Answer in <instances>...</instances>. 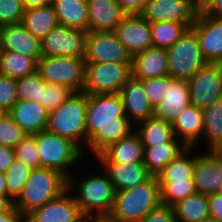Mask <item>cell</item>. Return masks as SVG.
<instances>
[{
    "label": "cell",
    "mask_w": 222,
    "mask_h": 222,
    "mask_svg": "<svg viewBox=\"0 0 222 222\" xmlns=\"http://www.w3.org/2000/svg\"><path fill=\"white\" fill-rule=\"evenodd\" d=\"M32 171V168L22 164L18 160L12 163V165L5 172L6 175V187L7 196L14 202L21 194L22 189L28 180V177Z\"/></svg>",
    "instance_id": "obj_37"
},
{
    "label": "cell",
    "mask_w": 222,
    "mask_h": 222,
    "mask_svg": "<svg viewBox=\"0 0 222 222\" xmlns=\"http://www.w3.org/2000/svg\"><path fill=\"white\" fill-rule=\"evenodd\" d=\"M139 222H176L172 206L160 204Z\"/></svg>",
    "instance_id": "obj_45"
},
{
    "label": "cell",
    "mask_w": 222,
    "mask_h": 222,
    "mask_svg": "<svg viewBox=\"0 0 222 222\" xmlns=\"http://www.w3.org/2000/svg\"><path fill=\"white\" fill-rule=\"evenodd\" d=\"M193 181L197 193L211 195L218 193L222 183V160L209 150L196 155Z\"/></svg>",
    "instance_id": "obj_18"
},
{
    "label": "cell",
    "mask_w": 222,
    "mask_h": 222,
    "mask_svg": "<svg viewBox=\"0 0 222 222\" xmlns=\"http://www.w3.org/2000/svg\"><path fill=\"white\" fill-rule=\"evenodd\" d=\"M26 136L20 126L8 115H0V145L14 148Z\"/></svg>",
    "instance_id": "obj_40"
},
{
    "label": "cell",
    "mask_w": 222,
    "mask_h": 222,
    "mask_svg": "<svg viewBox=\"0 0 222 222\" xmlns=\"http://www.w3.org/2000/svg\"><path fill=\"white\" fill-rule=\"evenodd\" d=\"M40 167L56 170L68 178V188L74 181L67 169L82 158V149L72 140L43 130L36 134Z\"/></svg>",
    "instance_id": "obj_5"
},
{
    "label": "cell",
    "mask_w": 222,
    "mask_h": 222,
    "mask_svg": "<svg viewBox=\"0 0 222 222\" xmlns=\"http://www.w3.org/2000/svg\"><path fill=\"white\" fill-rule=\"evenodd\" d=\"M15 158L22 164L34 169L40 168L39 152L36 145V134H26L14 147Z\"/></svg>",
    "instance_id": "obj_39"
},
{
    "label": "cell",
    "mask_w": 222,
    "mask_h": 222,
    "mask_svg": "<svg viewBox=\"0 0 222 222\" xmlns=\"http://www.w3.org/2000/svg\"><path fill=\"white\" fill-rule=\"evenodd\" d=\"M94 222H121L110 214H94Z\"/></svg>",
    "instance_id": "obj_53"
},
{
    "label": "cell",
    "mask_w": 222,
    "mask_h": 222,
    "mask_svg": "<svg viewBox=\"0 0 222 222\" xmlns=\"http://www.w3.org/2000/svg\"><path fill=\"white\" fill-rule=\"evenodd\" d=\"M139 123L140 127L135 132L139 135L143 147L162 145L174 136L171 124L153 115Z\"/></svg>",
    "instance_id": "obj_31"
},
{
    "label": "cell",
    "mask_w": 222,
    "mask_h": 222,
    "mask_svg": "<svg viewBox=\"0 0 222 222\" xmlns=\"http://www.w3.org/2000/svg\"><path fill=\"white\" fill-rule=\"evenodd\" d=\"M218 194L222 195V183H221L220 189L218 191Z\"/></svg>",
    "instance_id": "obj_59"
},
{
    "label": "cell",
    "mask_w": 222,
    "mask_h": 222,
    "mask_svg": "<svg viewBox=\"0 0 222 222\" xmlns=\"http://www.w3.org/2000/svg\"><path fill=\"white\" fill-rule=\"evenodd\" d=\"M143 88L152 107L161 102L167 93V76L143 80Z\"/></svg>",
    "instance_id": "obj_44"
},
{
    "label": "cell",
    "mask_w": 222,
    "mask_h": 222,
    "mask_svg": "<svg viewBox=\"0 0 222 222\" xmlns=\"http://www.w3.org/2000/svg\"><path fill=\"white\" fill-rule=\"evenodd\" d=\"M24 13L23 0H0V26L21 24Z\"/></svg>",
    "instance_id": "obj_42"
},
{
    "label": "cell",
    "mask_w": 222,
    "mask_h": 222,
    "mask_svg": "<svg viewBox=\"0 0 222 222\" xmlns=\"http://www.w3.org/2000/svg\"><path fill=\"white\" fill-rule=\"evenodd\" d=\"M210 217L222 222V195L215 193L208 195Z\"/></svg>",
    "instance_id": "obj_47"
},
{
    "label": "cell",
    "mask_w": 222,
    "mask_h": 222,
    "mask_svg": "<svg viewBox=\"0 0 222 222\" xmlns=\"http://www.w3.org/2000/svg\"><path fill=\"white\" fill-rule=\"evenodd\" d=\"M120 8L126 15L140 14L147 0H116Z\"/></svg>",
    "instance_id": "obj_46"
},
{
    "label": "cell",
    "mask_w": 222,
    "mask_h": 222,
    "mask_svg": "<svg viewBox=\"0 0 222 222\" xmlns=\"http://www.w3.org/2000/svg\"><path fill=\"white\" fill-rule=\"evenodd\" d=\"M0 50L16 52L36 61L42 57L41 40L34 37L22 23L0 26Z\"/></svg>",
    "instance_id": "obj_19"
},
{
    "label": "cell",
    "mask_w": 222,
    "mask_h": 222,
    "mask_svg": "<svg viewBox=\"0 0 222 222\" xmlns=\"http://www.w3.org/2000/svg\"><path fill=\"white\" fill-rule=\"evenodd\" d=\"M37 61L34 58L5 50H0V73L18 79L34 74Z\"/></svg>",
    "instance_id": "obj_32"
},
{
    "label": "cell",
    "mask_w": 222,
    "mask_h": 222,
    "mask_svg": "<svg viewBox=\"0 0 222 222\" xmlns=\"http://www.w3.org/2000/svg\"><path fill=\"white\" fill-rule=\"evenodd\" d=\"M14 202L8 196H0V213L4 211H8Z\"/></svg>",
    "instance_id": "obj_52"
},
{
    "label": "cell",
    "mask_w": 222,
    "mask_h": 222,
    "mask_svg": "<svg viewBox=\"0 0 222 222\" xmlns=\"http://www.w3.org/2000/svg\"><path fill=\"white\" fill-rule=\"evenodd\" d=\"M168 74L174 79L190 80L207 62L201 53L199 39L192 28L167 49Z\"/></svg>",
    "instance_id": "obj_7"
},
{
    "label": "cell",
    "mask_w": 222,
    "mask_h": 222,
    "mask_svg": "<svg viewBox=\"0 0 222 222\" xmlns=\"http://www.w3.org/2000/svg\"><path fill=\"white\" fill-rule=\"evenodd\" d=\"M161 204L157 176L125 190L116 191L110 215L121 222H139Z\"/></svg>",
    "instance_id": "obj_2"
},
{
    "label": "cell",
    "mask_w": 222,
    "mask_h": 222,
    "mask_svg": "<svg viewBox=\"0 0 222 222\" xmlns=\"http://www.w3.org/2000/svg\"><path fill=\"white\" fill-rule=\"evenodd\" d=\"M191 105L205 109L222 99V63H206L188 80Z\"/></svg>",
    "instance_id": "obj_10"
},
{
    "label": "cell",
    "mask_w": 222,
    "mask_h": 222,
    "mask_svg": "<svg viewBox=\"0 0 222 222\" xmlns=\"http://www.w3.org/2000/svg\"><path fill=\"white\" fill-rule=\"evenodd\" d=\"M186 148L187 147L181 142V140H178L174 135L169 141L162 145L144 147L143 164L152 176H158L163 168Z\"/></svg>",
    "instance_id": "obj_27"
},
{
    "label": "cell",
    "mask_w": 222,
    "mask_h": 222,
    "mask_svg": "<svg viewBox=\"0 0 222 222\" xmlns=\"http://www.w3.org/2000/svg\"><path fill=\"white\" fill-rule=\"evenodd\" d=\"M73 92L61 85L46 84L43 87V95L40 103L51 112L56 110Z\"/></svg>",
    "instance_id": "obj_41"
},
{
    "label": "cell",
    "mask_w": 222,
    "mask_h": 222,
    "mask_svg": "<svg viewBox=\"0 0 222 222\" xmlns=\"http://www.w3.org/2000/svg\"><path fill=\"white\" fill-rule=\"evenodd\" d=\"M97 162H117L122 164L143 163L144 147L136 132L109 145L96 156Z\"/></svg>",
    "instance_id": "obj_24"
},
{
    "label": "cell",
    "mask_w": 222,
    "mask_h": 222,
    "mask_svg": "<svg viewBox=\"0 0 222 222\" xmlns=\"http://www.w3.org/2000/svg\"><path fill=\"white\" fill-rule=\"evenodd\" d=\"M124 113L132 123H138L153 115V107L143 88V80L135 79L132 76L126 81L119 92Z\"/></svg>",
    "instance_id": "obj_20"
},
{
    "label": "cell",
    "mask_w": 222,
    "mask_h": 222,
    "mask_svg": "<svg viewBox=\"0 0 222 222\" xmlns=\"http://www.w3.org/2000/svg\"><path fill=\"white\" fill-rule=\"evenodd\" d=\"M7 113L26 134L46 130L49 112L37 101L18 100Z\"/></svg>",
    "instance_id": "obj_22"
},
{
    "label": "cell",
    "mask_w": 222,
    "mask_h": 222,
    "mask_svg": "<svg viewBox=\"0 0 222 222\" xmlns=\"http://www.w3.org/2000/svg\"><path fill=\"white\" fill-rule=\"evenodd\" d=\"M161 204L172 206L196 193L193 180L159 181Z\"/></svg>",
    "instance_id": "obj_36"
},
{
    "label": "cell",
    "mask_w": 222,
    "mask_h": 222,
    "mask_svg": "<svg viewBox=\"0 0 222 222\" xmlns=\"http://www.w3.org/2000/svg\"><path fill=\"white\" fill-rule=\"evenodd\" d=\"M152 45L156 48H170L188 28L184 23L161 21L150 23Z\"/></svg>",
    "instance_id": "obj_35"
},
{
    "label": "cell",
    "mask_w": 222,
    "mask_h": 222,
    "mask_svg": "<svg viewBox=\"0 0 222 222\" xmlns=\"http://www.w3.org/2000/svg\"><path fill=\"white\" fill-rule=\"evenodd\" d=\"M191 28L199 39L204 60L207 63H222V18L200 11Z\"/></svg>",
    "instance_id": "obj_14"
},
{
    "label": "cell",
    "mask_w": 222,
    "mask_h": 222,
    "mask_svg": "<svg viewBox=\"0 0 222 222\" xmlns=\"http://www.w3.org/2000/svg\"><path fill=\"white\" fill-rule=\"evenodd\" d=\"M212 0H192L195 9L200 12L203 11Z\"/></svg>",
    "instance_id": "obj_54"
},
{
    "label": "cell",
    "mask_w": 222,
    "mask_h": 222,
    "mask_svg": "<svg viewBox=\"0 0 222 222\" xmlns=\"http://www.w3.org/2000/svg\"><path fill=\"white\" fill-rule=\"evenodd\" d=\"M197 13L192 0H147L140 14L149 23L172 21L191 28Z\"/></svg>",
    "instance_id": "obj_13"
},
{
    "label": "cell",
    "mask_w": 222,
    "mask_h": 222,
    "mask_svg": "<svg viewBox=\"0 0 222 222\" xmlns=\"http://www.w3.org/2000/svg\"><path fill=\"white\" fill-rule=\"evenodd\" d=\"M22 25L36 38L43 40L59 23L52 4L25 9Z\"/></svg>",
    "instance_id": "obj_29"
},
{
    "label": "cell",
    "mask_w": 222,
    "mask_h": 222,
    "mask_svg": "<svg viewBox=\"0 0 222 222\" xmlns=\"http://www.w3.org/2000/svg\"><path fill=\"white\" fill-rule=\"evenodd\" d=\"M15 159L14 148L0 145V172L5 173Z\"/></svg>",
    "instance_id": "obj_48"
},
{
    "label": "cell",
    "mask_w": 222,
    "mask_h": 222,
    "mask_svg": "<svg viewBox=\"0 0 222 222\" xmlns=\"http://www.w3.org/2000/svg\"><path fill=\"white\" fill-rule=\"evenodd\" d=\"M192 147H187L174 158L158 174V181L193 180L196 156L192 154Z\"/></svg>",
    "instance_id": "obj_33"
},
{
    "label": "cell",
    "mask_w": 222,
    "mask_h": 222,
    "mask_svg": "<svg viewBox=\"0 0 222 222\" xmlns=\"http://www.w3.org/2000/svg\"><path fill=\"white\" fill-rule=\"evenodd\" d=\"M87 105L88 94L72 93L56 110L49 112L46 130L72 140L82 149L80 144L84 141L86 144Z\"/></svg>",
    "instance_id": "obj_4"
},
{
    "label": "cell",
    "mask_w": 222,
    "mask_h": 222,
    "mask_svg": "<svg viewBox=\"0 0 222 222\" xmlns=\"http://www.w3.org/2000/svg\"><path fill=\"white\" fill-rule=\"evenodd\" d=\"M46 84L37 71L34 74L16 79L18 100L37 101L40 103L43 87Z\"/></svg>",
    "instance_id": "obj_38"
},
{
    "label": "cell",
    "mask_w": 222,
    "mask_h": 222,
    "mask_svg": "<svg viewBox=\"0 0 222 222\" xmlns=\"http://www.w3.org/2000/svg\"><path fill=\"white\" fill-rule=\"evenodd\" d=\"M213 151L222 160V143L213 149Z\"/></svg>",
    "instance_id": "obj_57"
},
{
    "label": "cell",
    "mask_w": 222,
    "mask_h": 222,
    "mask_svg": "<svg viewBox=\"0 0 222 222\" xmlns=\"http://www.w3.org/2000/svg\"><path fill=\"white\" fill-rule=\"evenodd\" d=\"M202 111L204 122L202 137H206L209 150H213L222 143V99Z\"/></svg>",
    "instance_id": "obj_34"
},
{
    "label": "cell",
    "mask_w": 222,
    "mask_h": 222,
    "mask_svg": "<svg viewBox=\"0 0 222 222\" xmlns=\"http://www.w3.org/2000/svg\"><path fill=\"white\" fill-rule=\"evenodd\" d=\"M114 33L132 57L153 47L150 23L141 14L125 15Z\"/></svg>",
    "instance_id": "obj_15"
},
{
    "label": "cell",
    "mask_w": 222,
    "mask_h": 222,
    "mask_svg": "<svg viewBox=\"0 0 222 222\" xmlns=\"http://www.w3.org/2000/svg\"><path fill=\"white\" fill-rule=\"evenodd\" d=\"M70 189L45 205L33 209L27 216V222H75L81 215L74 196H69Z\"/></svg>",
    "instance_id": "obj_16"
},
{
    "label": "cell",
    "mask_w": 222,
    "mask_h": 222,
    "mask_svg": "<svg viewBox=\"0 0 222 222\" xmlns=\"http://www.w3.org/2000/svg\"><path fill=\"white\" fill-rule=\"evenodd\" d=\"M68 189V178L62 173L47 169H32L14 206L27 215L33 209L45 205Z\"/></svg>",
    "instance_id": "obj_3"
},
{
    "label": "cell",
    "mask_w": 222,
    "mask_h": 222,
    "mask_svg": "<svg viewBox=\"0 0 222 222\" xmlns=\"http://www.w3.org/2000/svg\"><path fill=\"white\" fill-rule=\"evenodd\" d=\"M0 222H27V216L13 205L8 211L0 213Z\"/></svg>",
    "instance_id": "obj_49"
},
{
    "label": "cell",
    "mask_w": 222,
    "mask_h": 222,
    "mask_svg": "<svg viewBox=\"0 0 222 222\" xmlns=\"http://www.w3.org/2000/svg\"><path fill=\"white\" fill-rule=\"evenodd\" d=\"M99 164L104 168L116 191L135 187L152 176L143 163L99 162Z\"/></svg>",
    "instance_id": "obj_25"
},
{
    "label": "cell",
    "mask_w": 222,
    "mask_h": 222,
    "mask_svg": "<svg viewBox=\"0 0 222 222\" xmlns=\"http://www.w3.org/2000/svg\"><path fill=\"white\" fill-rule=\"evenodd\" d=\"M37 72L47 84L64 86L73 93L83 91L85 84L84 58L42 56L37 61Z\"/></svg>",
    "instance_id": "obj_6"
},
{
    "label": "cell",
    "mask_w": 222,
    "mask_h": 222,
    "mask_svg": "<svg viewBox=\"0 0 222 222\" xmlns=\"http://www.w3.org/2000/svg\"><path fill=\"white\" fill-rule=\"evenodd\" d=\"M84 60L85 63H132V56L114 32L88 31Z\"/></svg>",
    "instance_id": "obj_11"
},
{
    "label": "cell",
    "mask_w": 222,
    "mask_h": 222,
    "mask_svg": "<svg viewBox=\"0 0 222 222\" xmlns=\"http://www.w3.org/2000/svg\"><path fill=\"white\" fill-rule=\"evenodd\" d=\"M6 175L0 172V196H7Z\"/></svg>",
    "instance_id": "obj_55"
},
{
    "label": "cell",
    "mask_w": 222,
    "mask_h": 222,
    "mask_svg": "<svg viewBox=\"0 0 222 222\" xmlns=\"http://www.w3.org/2000/svg\"><path fill=\"white\" fill-rule=\"evenodd\" d=\"M23 4L25 9L34 8V7H42L49 4H52V0H23Z\"/></svg>",
    "instance_id": "obj_51"
},
{
    "label": "cell",
    "mask_w": 222,
    "mask_h": 222,
    "mask_svg": "<svg viewBox=\"0 0 222 222\" xmlns=\"http://www.w3.org/2000/svg\"><path fill=\"white\" fill-rule=\"evenodd\" d=\"M131 128L119 93L88 94L86 144L95 157L109 145L127 137L133 132Z\"/></svg>",
    "instance_id": "obj_1"
},
{
    "label": "cell",
    "mask_w": 222,
    "mask_h": 222,
    "mask_svg": "<svg viewBox=\"0 0 222 222\" xmlns=\"http://www.w3.org/2000/svg\"><path fill=\"white\" fill-rule=\"evenodd\" d=\"M176 222H203L210 217L208 195L195 193L172 205Z\"/></svg>",
    "instance_id": "obj_30"
},
{
    "label": "cell",
    "mask_w": 222,
    "mask_h": 222,
    "mask_svg": "<svg viewBox=\"0 0 222 222\" xmlns=\"http://www.w3.org/2000/svg\"><path fill=\"white\" fill-rule=\"evenodd\" d=\"M191 105L187 80L174 79L167 75V93L163 100L153 107V116L172 124L180 112Z\"/></svg>",
    "instance_id": "obj_17"
},
{
    "label": "cell",
    "mask_w": 222,
    "mask_h": 222,
    "mask_svg": "<svg viewBox=\"0 0 222 222\" xmlns=\"http://www.w3.org/2000/svg\"><path fill=\"white\" fill-rule=\"evenodd\" d=\"M174 135L186 147H192L199 142L203 135V111L193 105L183 109L171 124ZM196 143V144H195Z\"/></svg>",
    "instance_id": "obj_26"
},
{
    "label": "cell",
    "mask_w": 222,
    "mask_h": 222,
    "mask_svg": "<svg viewBox=\"0 0 222 222\" xmlns=\"http://www.w3.org/2000/svg\"><path fill=\"white\" fill-rule=\"evenodd\" d=\"M17 101L16 79L0 73V111L7 113Z\"/></svg>",
    "instance_id": "obj_43"
},
{
    "label": "cell",
    "mask_w": 222,
    "mask_h": 222,
    "mask_svg": "<svg viewBox=\"0 0 222 222\" xmlns=\"http://www.w3.org/2000/svg\"><path fill=\"white\" fill-rule=\"evenodd\" d=\"M101 175H89L83 177L77 185V193L74 196L82 214H109L116 189L108 175L103 170Z\"/></svg>",
    "instance_id": "obj_8"
},
{
    "label": "cell",
    "mask_w": 222,
    "mask_h": 222,
    "mask_svg": "<svg viewBox=\"0 0 222 222\" xmlns=\"http://www.w3.org/2000/svg\"><path fill=\"white\" fill-rule=\"evenodd\" d=\"M87 33L58 25L41 40L42 56L84 58Z\"/></svg>",
    "instance_id": "obj_12"
},
{
    "label": "cell",
    "mask_w": 222,
    "mask_h": 222,
    "mask_svg": "<svg viewBox=\"0 0 222 222\" xmlns=\"http://www.w3.org/2000/svg\"><path fill=\"white\" fill-rule=\"evenodd\" d=\"M203 222H219V221H217L215 219H212V218H209L207 220H204Z\"/></svg>",
    "instance_id": "obj_58"
},
{
    "label": "cell",
    "mask_w": 222,
    "mask_h": 222,
    "mask_svg": "<svg viewBox=\"0 0 222 222\" xmlns=\"http://www.w3.org/2000/svg\"><path fill=\"white\" fill-rule=\"evenodd\" d=\"M132 77L139 80L167 76V49L150 47L132 57Z\"/></svg>",
    "instance_id": "obj_23"
},
{
    "label": "cell",
    "mask_w": 222,
    "mask_h": 222,
    "mask_svg": "<svg viewBox=\"0 0 222 222\" xmlns=\"http://www.w3.org/2000/svg\"><path fill=\"white\" fill-rule=\"evenodd\" d=\"M89 32H114L126 15L116 0H86Z\"/></svg>",
    "instance_id": "obj_21"
},
{
    "label": "cell",
    "mask_w": 222,
    "mask_h": 222,
    "mask_svg": "<svg viewBox=\"0 0 222 222\" xmlns=\"http://www.w3.org/2000/svg\"><path fill=\"white\" fill-rule=\"evenodd\" d=\"M59 25L88 30V5L86 0H52Z\"/></svg>",
    "instance_id": "obj_28"
},
{
    "label": "cell",
    "mask_w": 222,
    "mask_h": 222,
    "mask_svg": "<svg viewBox=\"0 0 222 222\" xmlns=\"http://www.w3.org/2000/svg\"><path fill=\"white\" fill-rule=\"evenodd\" d=\"M202 12L208 16L222 18V0H212Z\"/></svg>",
    "instance_id": "obj_50"
},
{
    "label": "cell",
    "mask_w": 222,
    "mask_h": 222,
    "mask_svg": "<svg viewBox=\"0 0 222 222\" xmlns=\"http://www.w3.org/2000/svg\"><path fill=\"white\" fill-rule=\"evenodd\" d=\"M132 63L104 62L85 63L86 94L119 93L126 81L132 76Z\"/></svg>",
    "instance_id": "obj_9"
},
{
    "label": "cell",
    "mask_w": 222,
    "mask_h": 222,
    "mask_svg": "<svg viewBox=\"0 0 222 222\" xmlns=\"http://www.w3.org/2000/svg\"><path fill=\"white\" fill-rule=\"evenodd\" d=\"M89 216H92V217L89 218ZM75 222H94V214H91V215L83 214Z\"/></svg>",
    "instance_id": "obj_56"
}]
</instances>
